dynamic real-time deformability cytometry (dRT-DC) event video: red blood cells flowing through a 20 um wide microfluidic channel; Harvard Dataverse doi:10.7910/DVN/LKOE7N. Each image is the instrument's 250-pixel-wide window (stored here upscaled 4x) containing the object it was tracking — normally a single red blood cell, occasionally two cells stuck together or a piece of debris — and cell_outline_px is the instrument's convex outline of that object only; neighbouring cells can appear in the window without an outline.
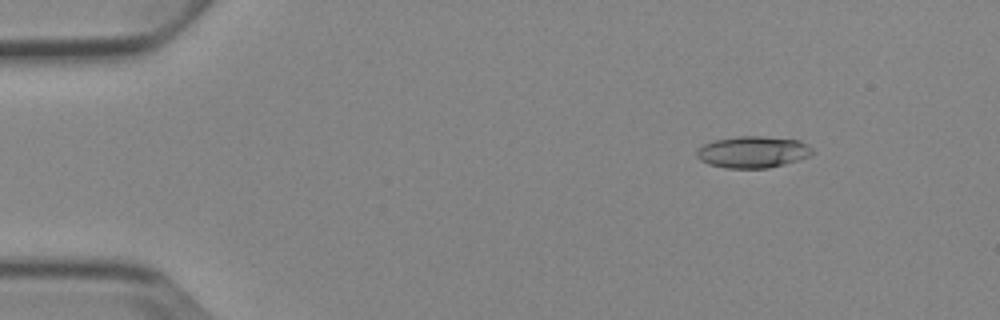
{"species": "Egyptian fruit bat (a non-hibernating species)", "species_latin": "Rousettus aegyptiacus", "temperature_condition": "cold", "stored_images_in_passage": 5, "camera_frame_rate_fps": 3000, "um_per_image_px": 0.085, "animal": {"sex": "female"}, "frame": {"image": 1, "passage_image": 2, "time_ms": 1.0, "image_size_px": [1000, 320], "cell_outline_px": [[812, 152], [808, 156], [800, 160], [768, 168], [728, 168], [708, 164], [700, 160], [696, 156], [696, 152], [704, 144], [716, 140], [740, 136], [764, 136], [800, 140], [808, 144], [812, 148]], "centroid_in_image_um": [64.01, 12.92], "position_along_channel_um": 21.0, "area_um2": 21.27}}
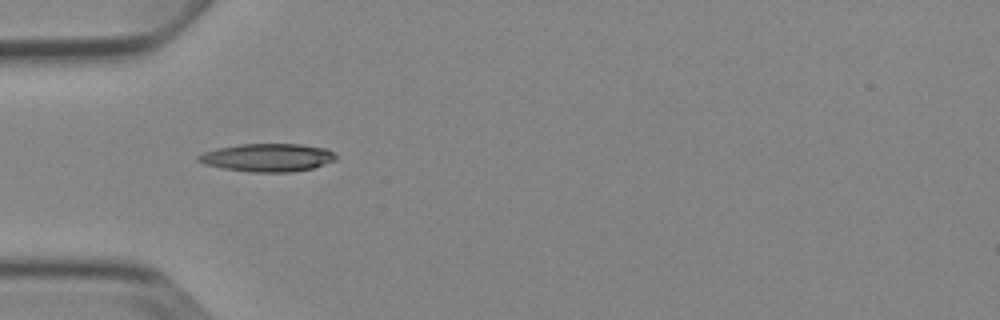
{"frame": {"image": 2, "passage_image": 4, "time_ms": 4.333, "image_size_px": [1000, 320], "cell_outline_px": [[336, 160], [312, 168], [292, 172], [252, 172], [224, 168], [204, 164], [196, 160], [196, 156], [204, 152], [216, 148], [240, 144], [300, 144], [328, 148], [336, 156]], "centroid_in_image_um": [22.74, 13.38], "position_along_channel_um": 62.3, "area_um2": 22.48}}
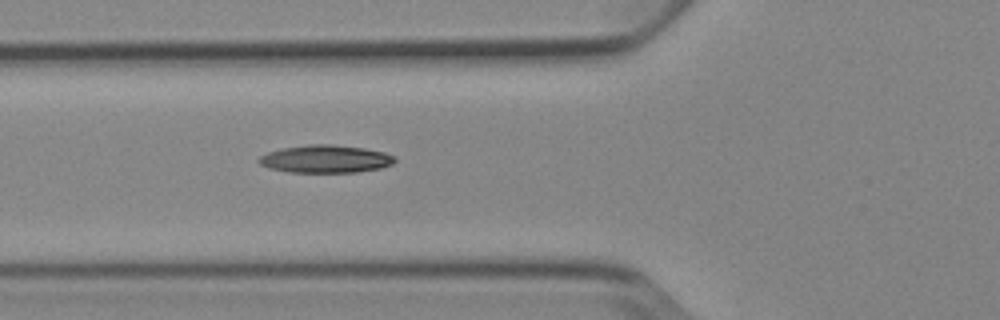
{"frame": {"image": 3, "passage_image": 5, "time_ms": 5.333, "image_size_px": [1000, 320], "cell_outline_px": [[396, 160], [392, 164], [380, 168], [356, 172], [288, 172], [268, 168], [260, 164], [256, 160], [260, 156], [268, 152], [280, 148], [308, 144], [332, 144], [364, 148], [384, 152], [396, 156]], "centroid_in_image_um": [27.65, 13.5], "position_along_channel_um": 98.2, "area_um2": 22.14}}